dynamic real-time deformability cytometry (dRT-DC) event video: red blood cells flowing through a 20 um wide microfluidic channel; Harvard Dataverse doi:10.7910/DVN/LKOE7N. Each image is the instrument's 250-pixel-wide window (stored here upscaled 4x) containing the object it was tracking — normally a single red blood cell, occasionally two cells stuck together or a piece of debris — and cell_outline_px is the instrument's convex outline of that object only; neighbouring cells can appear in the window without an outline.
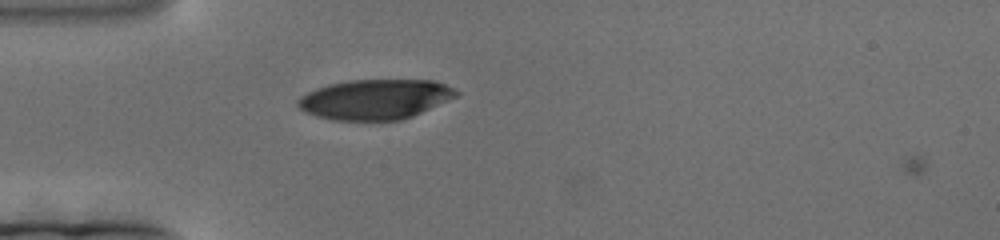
{"species": "human", "species_latin": "Homo sapiens", "temperature_condition": "cold", "stored_images_in_passage": 5, "camera_frame_rate_fps": 3000, "um_per_image_px": 0.085, "donor": {"sex": "female"}, "frame": {"image": 1, "passage_image": 4, "time_ms": 1.0, "image_size_px": [1000, 240], "cell_outline_px": [[460, 96], [412, 116], [400, 120], [332, 120], [316, 116], [304, 112], [296, 104], [296, 100], [300, 96], [316, 88], [328, 84], [352, 80], [436, 80], [456, 88], [460, 92]], "centroid_in_image_um": [31.92, 8.43], "position_along_channel_um": 53.1, "area_um2": 37.28}}